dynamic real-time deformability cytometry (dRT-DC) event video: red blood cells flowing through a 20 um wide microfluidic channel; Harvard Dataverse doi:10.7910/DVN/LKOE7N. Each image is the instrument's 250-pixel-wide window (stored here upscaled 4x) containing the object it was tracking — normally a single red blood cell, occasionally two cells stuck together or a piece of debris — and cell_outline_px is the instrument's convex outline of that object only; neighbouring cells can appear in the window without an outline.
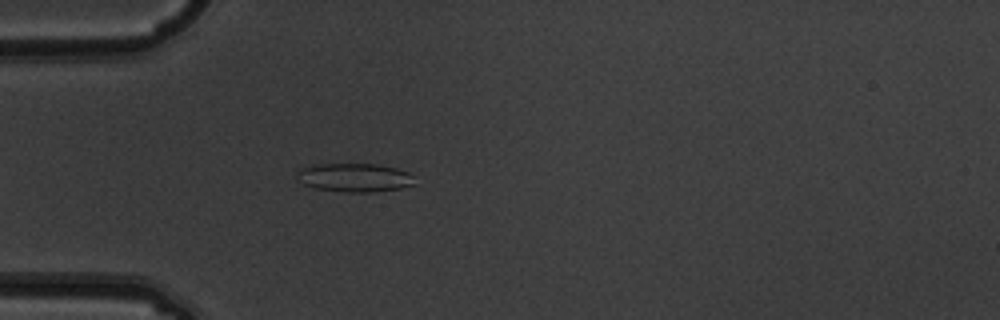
{"species": "common noctule bat (a hibernating species)", "species_latin": "Nyctalus noctula", "temperature_condition": "warm", "stored_images_in_passage": 5, "camera_frame_rate_fps": 3000, "um_per_image_px": 0.085, "animal": {"sex": "male", "body_mass_g": 19.5, "forearm_length_mm": 54.6}, "frame": {"image": 1, "passage_image": 5, "time_ms": 1.333, "image_size_px": [1000, 320], "cell_outline_px": [[412, 184], [400, 188], [376, 192], [344, 192], [316, 188], [304, 184], [296, 176], [296, 172], [300, 168], [312, 164], [376, 164], [396, 168], [408, 172], [412, 176]], "centroid_in_image_um": [30.08, 15.09], "position_along_channel_um": 54.9, "area_um2": 19.54}}